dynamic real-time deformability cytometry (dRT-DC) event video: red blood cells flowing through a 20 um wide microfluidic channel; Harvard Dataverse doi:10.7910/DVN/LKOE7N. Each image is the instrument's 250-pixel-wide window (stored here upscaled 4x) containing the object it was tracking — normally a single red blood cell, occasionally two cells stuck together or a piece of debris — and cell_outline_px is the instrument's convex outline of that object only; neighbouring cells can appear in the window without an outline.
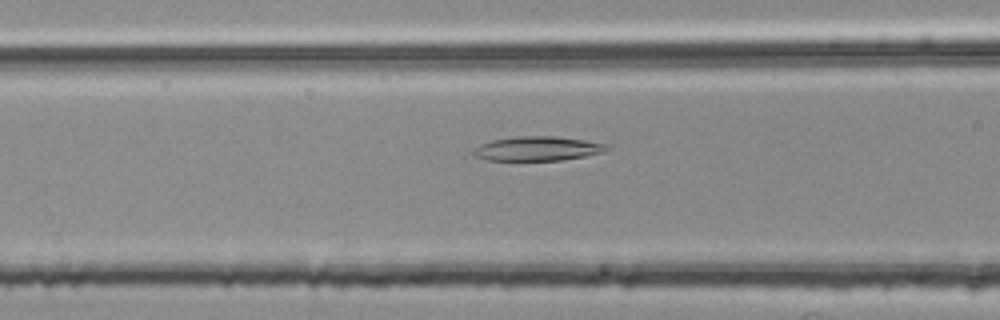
{"species": "common noctule bat (a hibernating species)", "species_latin": "Nyctalus noctula", "temperature_condition": "room temperature", "stored_images_in_passage": 18, "camera_frame_rate_fps": 3000, "um_per_image_px": 0.085, "animal": {"sex": "female", "body_mass_g": 25.1}, "frame": {"image": 1, "passage_image": 16, "time_ms": 5.0, "image_size_px": [1000, 320], "cell_outline_px": [[612, 148], [604, 152], [584, 156], [560, 160], [488, 160], [472, 156], [472, 148], [480, 144], [492, 140], [516, 136], [552, 136], [584, 140], [608, 144]], "centroid_in_image_um": [45.67, 12.63], "position_along_channel_um": 120.9, "area_um2": 19.02}}